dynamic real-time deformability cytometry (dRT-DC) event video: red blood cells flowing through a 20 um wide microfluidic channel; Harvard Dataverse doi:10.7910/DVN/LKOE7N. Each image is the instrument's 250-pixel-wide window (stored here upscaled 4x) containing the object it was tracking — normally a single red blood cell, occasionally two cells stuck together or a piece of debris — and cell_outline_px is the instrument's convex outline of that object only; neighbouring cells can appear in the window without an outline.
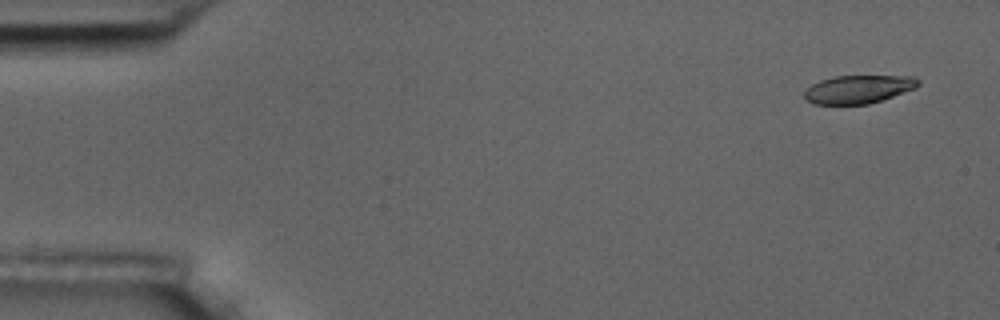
{"species": "common noctule bat (a hibernating species)", "species_latin": "Nyctalus noctula", "temperature_condition": "room temperature", "stored_images_in_passage": 6, "camera_frame_rate_fps": 3000, "um_per_image_px": 0.085, "animal": {"sex": "male", "body_mass_g": 17.5, "forearm_length_mm": 52.3}, "frame": {"image": 1, "passage_image": 1, "time_ms": 0.0, "image_size_px": [1000, 320], "cell_outline_px": [[920, 84], [916, 88], [868, 104], [812, 104], [804, 100], [804, 92], [812, 84], [820, 80], [836, 76], [912, 76], [920, 80]], "centroid_in_image_um": [72.94, 7.58], "position_along_channel_um": 12.1, "area_um2": 18.67}}
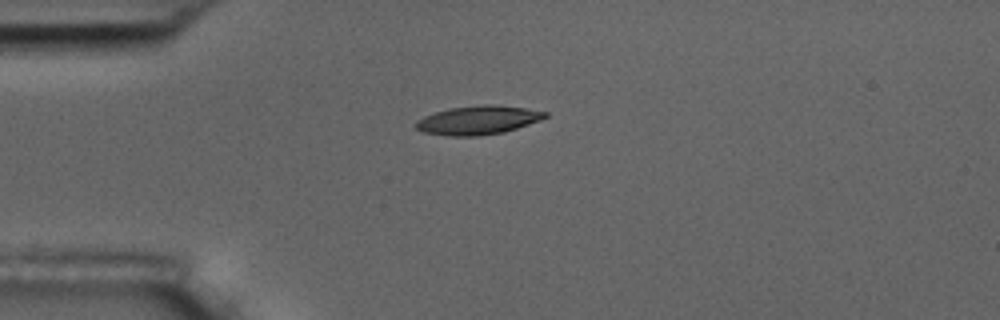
{"frame": {"image": 2, "passage_image": 4, "time_ms": 3.667, "image_size_px": [1000, 320], "cell_outline_px": [[548, 116], [540, 120], [504, 132], [476, 136], [448, 136], [424, 132], [416, 128], [412, 124], [416, 120], [424, 116], [448, 108], [484, 104], [496, 104], [524, 108], [548, 112]], "centroid_in_image_um": [40.6, 10.2], "position_along_channel_um": 44.4, "area_um2": 21.73}}